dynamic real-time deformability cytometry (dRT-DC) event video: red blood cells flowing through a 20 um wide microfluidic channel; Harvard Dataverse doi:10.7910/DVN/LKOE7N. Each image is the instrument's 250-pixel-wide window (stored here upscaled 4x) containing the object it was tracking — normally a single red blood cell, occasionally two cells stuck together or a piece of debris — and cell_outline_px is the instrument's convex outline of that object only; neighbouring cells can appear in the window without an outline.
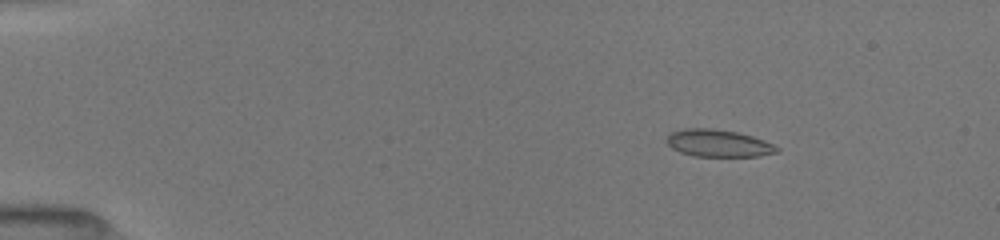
{"species": "common noctule bat (a hibernating species)", "species_latin": "Nyctalus noctula", "temperature_condition": "room temperature", "stored_images_in_passage": 46, "camera_frame_rate_fps": 3000, "um_per_image_px": 0.085, "animal": {"sex": "female", "body_mass_g": 19.5, "forearm_length_mm": 54.1}, "frame": {"image": 1, "passage_image": 13, "time_ms": 2.333, "image_size_px": [1000, 240], "cell_outline_px": [[780, 148], [776, 152], [760, 156], [692, 156], [680, 152], [672, 148], [664, 140], [668, 132], [684, 128], [712, 128], [736, 132], [752, 136], [764, 140]], "centroid_in_image_um": [60.99, 12.16], "position_along_channel_um": 24.0, "area_um2": 17.63}}
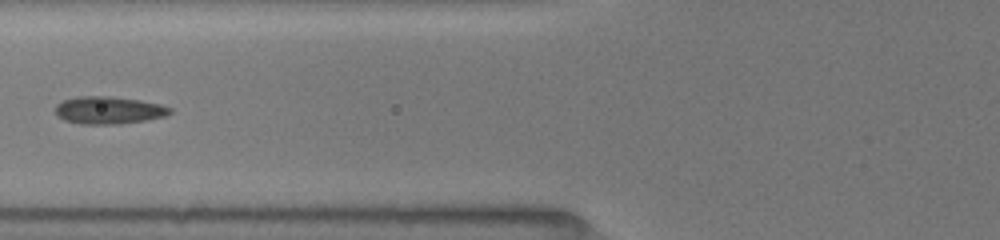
{"frame": {"image": 2, "passage_image": 39, "time_ms": 7.0, "image_size_px": [1000, 240], "cell_outline_px": [[172, 112], [164, 116], [144, 120], [116, 124], [80, 124], [64, 120], [56, 116], [56, 104], [64, 100], [76, 96], [112, 96], [140, 100], [160, 104], [172, 108]], "centroid_in_image_um": [9.21, 9.36], "position_along_channel_um": 116.6, "area_um2": 18.38}}
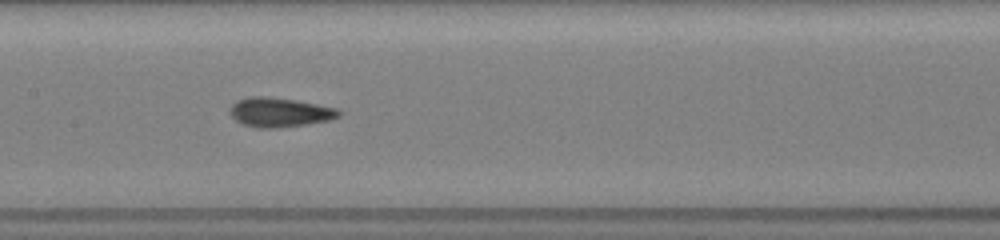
{"frame": {"image": 3, "passage_image": 45, "time_ms": 8.667, "image_size_px": [1000, 240], "cell_outline_px": [[340, 116], [328, 120], [308, 124], [272, 128], [256, 128], [244, 124], [236, 120], [228, 112], [228, 108], [236, 100], [252, 96], [268, 96], [296, 100], [336, 108], [340, 112]], "centroid_in_image_um": [23.72, 9.53], "position_along_channel_um": 183.7, "area_um2": 18.61}}